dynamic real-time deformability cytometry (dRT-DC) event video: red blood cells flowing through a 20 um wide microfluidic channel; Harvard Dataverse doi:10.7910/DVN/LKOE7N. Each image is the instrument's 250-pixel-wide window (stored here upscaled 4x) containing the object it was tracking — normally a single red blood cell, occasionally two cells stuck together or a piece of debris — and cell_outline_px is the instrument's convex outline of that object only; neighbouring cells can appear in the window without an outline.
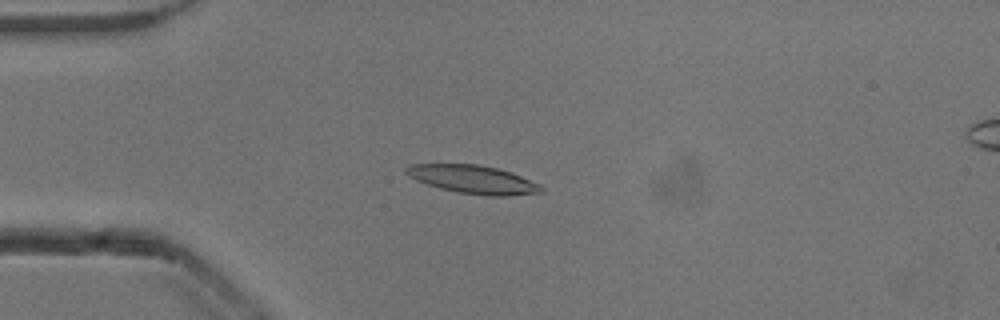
{"species": "common noctule bat (a hibernating species)", "species_latin": "Nyctalus noctula", "temperature_condition": "cold", "stored_images_in_passage": 53, "camera_frame_rate_fps": 3000, "um_per_image_px": 0.085, "animal": {"sex": "male", "body_mass_g": 13.3}, "frame": {"image": 1, "passage_image": 13, "time_ms": 4.0, "image_size_px": [1000, 320], "cell_outline_px": [[544, 192], [508, 196], [488, 196], [460, 192], [440, 188], [416, 180], [408, 176], [404, 172], [404, 168], [408, 164], [480, 164], [512, 172], [540, 184], [544, 188]], "centroid_in_image_um": [40.22, 15.24], "position_along_channel_um": 44.8, "area_um2": 22.37}}
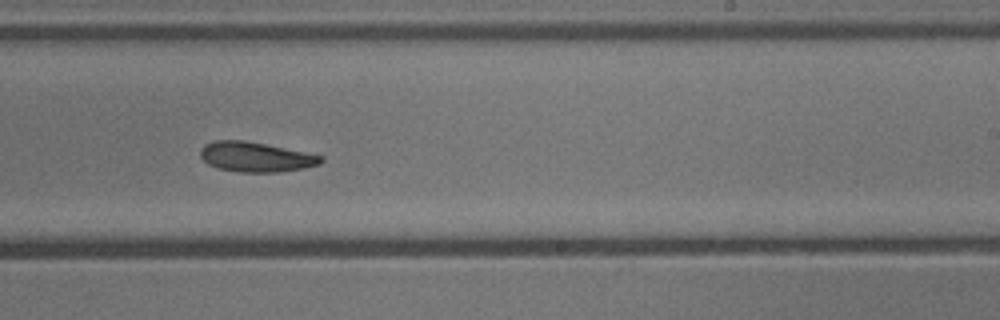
{"frame": {"image": 2, "passage_image": 32, "time_ms": 10.333, "image_size_px": [1000, 320], "cell_outline_px": [[324, 160], [320, 164], [304, 168], [280, 172], [240, 172], [216, 168], [208, 164], [200, 156], [200, 148], [204, 144], [212, 140], [244, 140], [324, 156]], "centroid_in_image_um": [21.71, 13.34], "position_along_channel_um": 267.3, "area_um2": 21.04}}
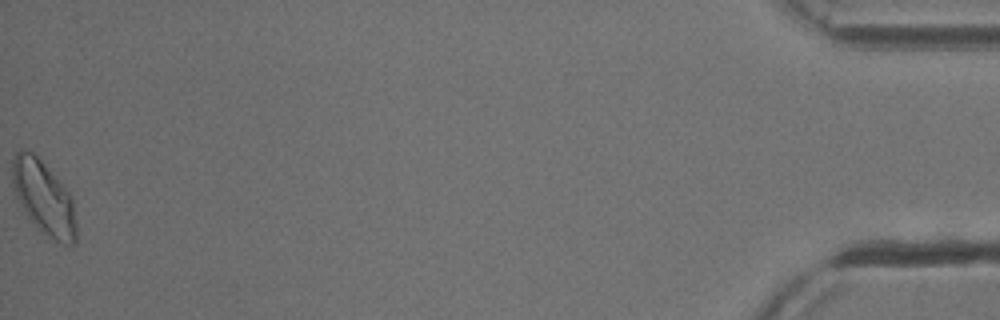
{"frame": {"image": 3, "passage_image": 53, "time_ms": 17.333, "image_size_px": [1000, 320], "cell_outline_px": [[76, 244], [60, 244], [36, 228], [24, 212], [16, 196], [12, 184], [12, 156], [20, 148], [24, 148], [32, 152], [40, 160], [68, 192], [72, 200], [76, 224]], "centroid_in_image_um": [3.68, 16.82], "position_along_channel_um": 431.5, "area_um2": 27.34}, "authors_computed_cell_mechanics": {"area_um2": 21.5016, "velocity_mm_per_s": 3.8242, "shape_relaxation_time_tau1_ms": 3.8073, "shape_relaxation_time_tau2_ms": 8.1744, "deformation_change_tau1": 0.1365, "deformation_change_tau2": 0.1799}}